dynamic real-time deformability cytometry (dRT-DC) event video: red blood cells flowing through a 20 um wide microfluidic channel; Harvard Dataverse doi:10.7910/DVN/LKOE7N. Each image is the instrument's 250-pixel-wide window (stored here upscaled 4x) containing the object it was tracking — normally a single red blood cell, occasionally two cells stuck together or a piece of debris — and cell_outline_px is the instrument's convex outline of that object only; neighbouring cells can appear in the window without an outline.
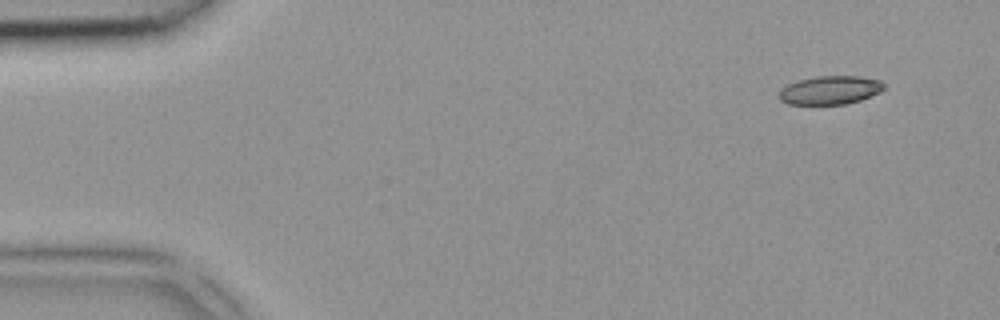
{"species": "common noctule bat (a hibernating species)", "species_latin": "Nyctalus noctula", "temperature_condition": "room temperature", "stored_images_in_passage": 4, "camera_frame_rate_fps": 3000, "um_per_image_px": 0.085, "animal": {"sex": "female", "body_mass_g": 18.4}, "frame": {"image": 1, "passage_image": 1, "time_ms": 0.0, "image_size_px": [1000, 320], "cell_outline_px": [[884, 88], [880, 92], [860, 100], [844, 104], [788, 104], [780, 100], [780, 92], [788, 84], [796, 80], [816, 76], [856, 76], [880, 80], [884, 84]], "centroid_in_image_um": [70.56, 7.65], "position_along_channel_um": 14.4, "area_um2": 17.28}}